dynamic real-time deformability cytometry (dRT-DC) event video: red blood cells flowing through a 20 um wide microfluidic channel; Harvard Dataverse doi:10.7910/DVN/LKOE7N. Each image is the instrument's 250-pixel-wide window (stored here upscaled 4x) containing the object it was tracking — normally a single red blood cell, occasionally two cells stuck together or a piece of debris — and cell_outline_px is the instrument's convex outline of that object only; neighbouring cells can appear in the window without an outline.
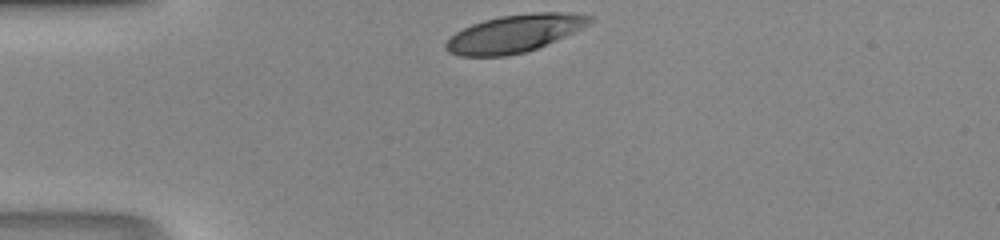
{"species": "human", "species_latin": "Homo sapiens", "temperature_condition": "room temperature", "stored_images_in_passage": 27, "camera_frame_rate_fps": 3000, "um_per_image_px": 0.085, "donor": {"sex": "male"}, "frame": {"image": 1, "passage_image": 1, "time_ms": 0.0, "image_size_px": [1000, 240], "cell_outline_px": [[592, 20], [588, 24], [564, 36], [536, 48], [524, 52], [504, 56], [460, 56], [448, 52], [444, 48], [444, 44], [456, 32], [472, 24], [484, 20], [500, 16], [532, 12], [560, 12], [592, 16]], "centroid_in_image_um": [43.67, 2.85], "position_along_channel_um": 41.3, "area_um2": 30.98}}
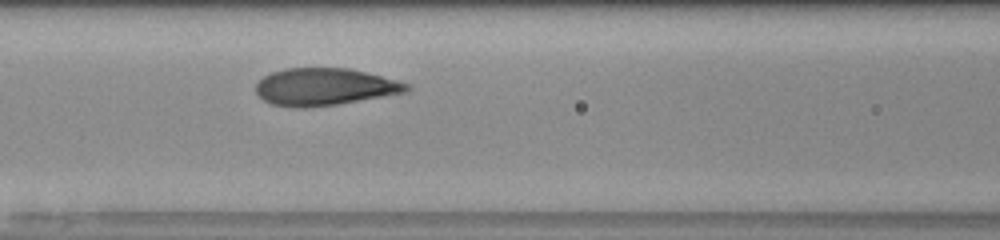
{"frame": {"image": 2, "passage_image": 10, "time_ms": 3.0, "image_size_px": [1000, 240], "cell_outline_px": [[412, 88], [408, 92], [336, 104], [304, 108], [292, 108], [272, 104], [264, 100], [256, 92], [256, 84], [264, 76], [272, 72], [284, 68], [348, 68], [412, 84]], "centroid_in_image_um": [27.6, 7.38], "position_along_channel_um": 139.0, "area_um2": 32.66}}
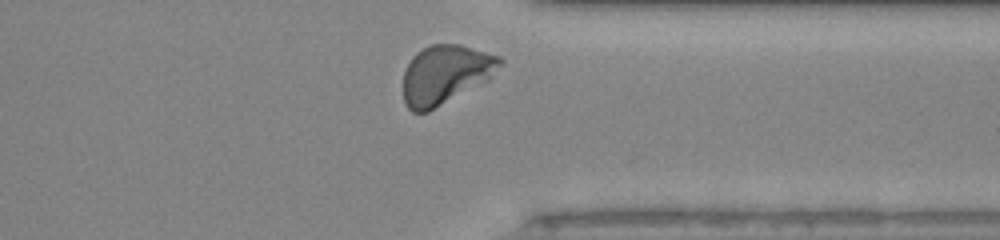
{"frame": {"image": 3, "passage_image": 26, "time_ms": 8.333, "image_size_px": [1000, 240], "cell_outline_px": [[504, 60], [492, 76], [488, 80], [428, 112], [412, 112], [404, 104], [404, 72], [412, 56], [416, 52], [432, 44], [460, 44], [500, 56]], "centroid_in_image_um": [37.85, 6.33], "position_along_channel_um": 373.5, "area_um2": 33.12}}